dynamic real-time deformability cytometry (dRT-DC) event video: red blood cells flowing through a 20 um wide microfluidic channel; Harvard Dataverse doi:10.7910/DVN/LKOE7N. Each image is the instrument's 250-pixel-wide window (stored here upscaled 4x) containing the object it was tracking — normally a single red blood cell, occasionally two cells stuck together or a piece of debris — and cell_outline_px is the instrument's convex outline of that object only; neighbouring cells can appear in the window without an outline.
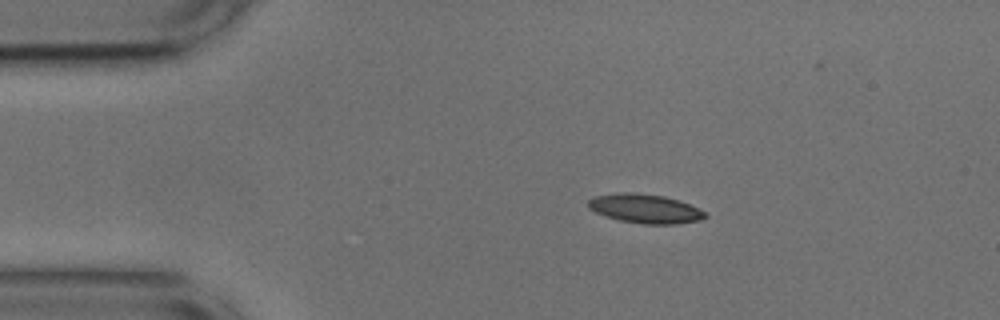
{"species": "common noctule bat (a hibernating species)", "species_latin": "Nyctalus noctula", "temperature_condition": "cold", "stored_images_in_passage": 46, "camera_frame_rate_fps": 3000, "um_per_image_px": 0.085, "animal": {"sex": "male", "body_mass_g": 17.9, "forearm_length_mm": 54.2}, "frame": {"image": 1, "passage_image": 1, "time_ms": 0.0, "image_size_px": [1000, 320], "cell_outline_px": [[708, 216], [700, 220], [672, 224], [644, 224], [620, 220], [596, 212], [588, 208], [588, 200], [596, 196], [620, 192], [636, 192], [664, 196], [680, 200], [704, 212]], "centroid_in_image_um": [54.82, 17.72], "position_along_channel_um": 30.2, "area_um2": 19.59}}
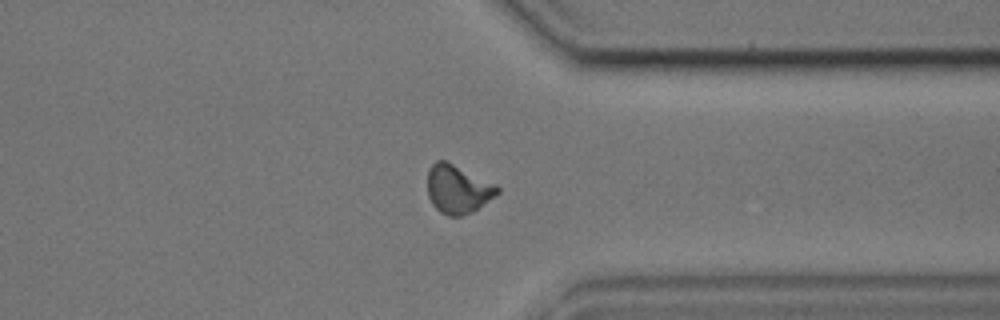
{"frame": {"image": 2, "passage_image": 33, "time_ms": 10.667, "image_size_px": [1000, 320], "cell_outline_px": [[500, 192], [472, 212], [460, 216], [448, 216], [440, 212], [432, 204], [428, 196], [428, 172], [432, 164], [436, 160], [444, 160], [496, 184], [500, 188]], "centroid_in_image_um": [38.91, 16.09], "position_along_channel_um": 372.5, "area_um2": 19.54}}
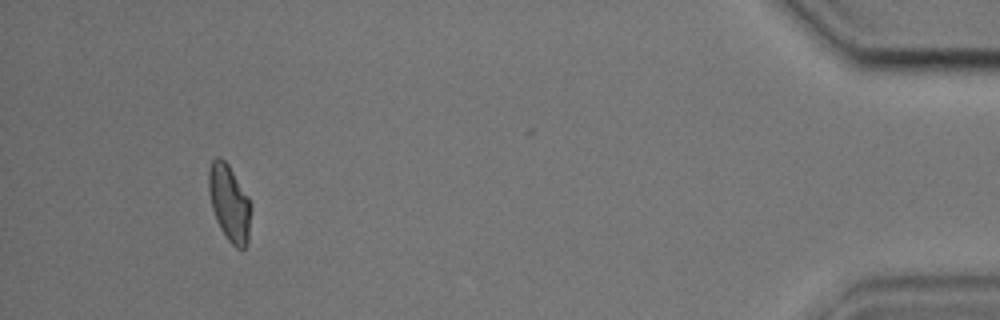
{"frame": {"image": 3, "passage_image": 42, "time_ms": 13.667, "image_size_px": [1000, 320], "cell_outline_px": [[252, 208], [248, 244], [244, 248], [236, 248], [228, 240], [220, 228], [216, 220], [212, 208], [208, 192], [208, 172], [212, 160], [216, 156], [220, 156], [228, 164], [248, 196], [252, 204]], "centroid_in_image_um": [19.51, 17.26], "position_along_channel_um": 415.7, "area_um2": 19.13}, "authors_computed_cell_mechanics": {"area_um2": 19.1607, "velocity_mm_per_s": 3.6583, "shape_relaxation_time_tau1_ms": 6.8231, "shape_relaxation_time_tau2_ms": 3.3624, "deformation_change_tau1": 0.1539, "deformation_change_tau2": 0.0841}}